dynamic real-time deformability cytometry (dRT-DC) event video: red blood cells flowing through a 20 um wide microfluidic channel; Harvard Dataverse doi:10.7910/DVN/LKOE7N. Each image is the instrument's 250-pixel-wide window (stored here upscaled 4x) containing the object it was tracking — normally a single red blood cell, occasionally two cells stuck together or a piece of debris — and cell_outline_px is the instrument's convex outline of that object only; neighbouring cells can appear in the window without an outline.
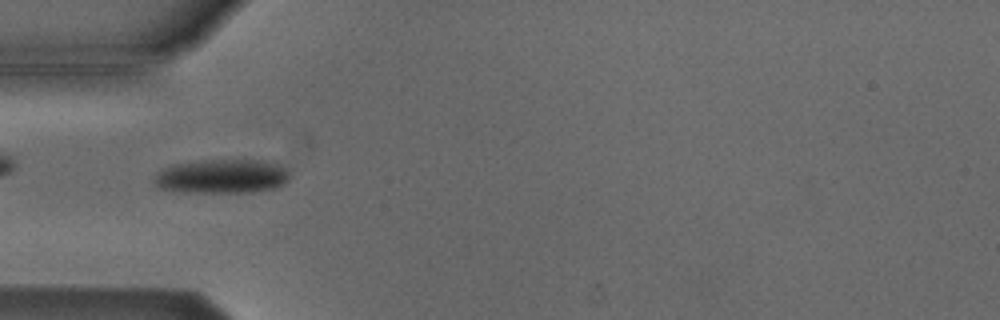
{"species": "Egyptian fruit bat (a non-hibernating species)", "species_latin": "Rousettus aegyptiacus", "temperature_condition": "cold", "stored_images_in_passage": 49, "camera_frame_rate_fps": 3000, "um_per_image_px": 0.085, "animal": {"sex": "male"}, "frame": {"image": 1, "passage_image": 12, "time_ms": 3.667, "image_size_px": [1000, 320], "cell_outline_px": [[288, 180], [284, 184], [276, 188], [252, 192], [188, 192], [156, 188], [156, 172], [172, 164], [204, 160], [260, 160], [276, 164], [284, 168], [288, 172]], "centroid_in_image_um": [18.85, 14.99], "position_along_channel_um": 66.1, "area_um2": 26.82}}
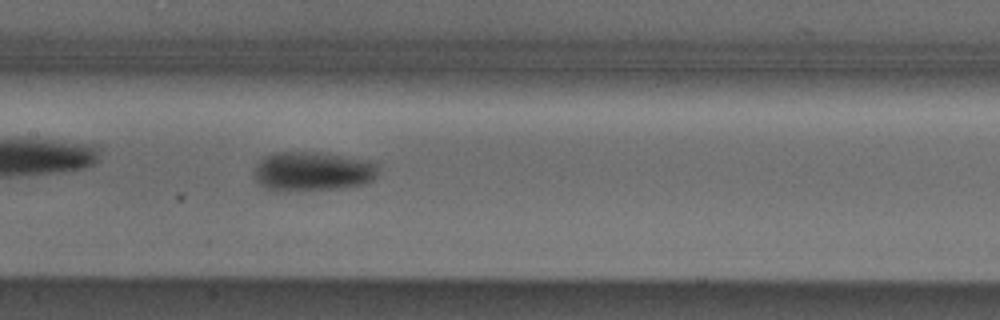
{"frame": {"image": 2, "passage_image": 21, "time_ms": 6.667, "image_size_px": [1000, 320], "cell_outline_px": [[380, 164], [376, 176], [372, 180], [364, 184], [340, 188], [276, 192], [264, 188], [256, 180], [252, 172], [256, 164], [264, 156], [276, 152], [312, 152], [376, 160]], "centroid_in_image_um": [26.57, 14.57], "position_along_channel_um": 180.8, "area_um2": 29.07}}
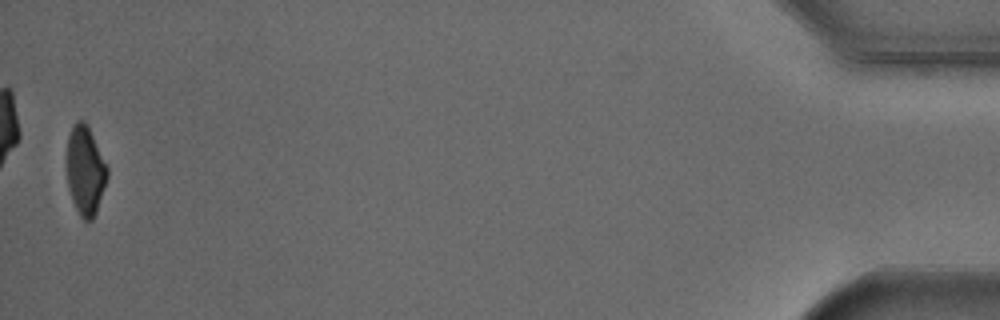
{"frame": {"image": 3, "passage_image": 48, "time_ms": 15.667, "image_size_px": [1000, 320], "cell_outline_px": [[108, 176], [96, 212], [92, 220], [84, 220], [80, 216], [72, 200], [68, 188], [68, 136], [76, 120], [84, 120], [88, 124], [108, 168]], "centroid_in_image_um": [7.26, 14.48], "position_along_channel_um": 427.9, "area_um2": 20.75}, "authors_computed_cell_mechanics": {"area_um2": 24.6806, "velocity_mm_per_s": 3.8351, "shape_relaxation_time_tau1_ms": 3.2418, "shape_relaxation_time_tau2_ms": null, "deformation_change_tau1": 0.1351, "deformation_change_tau2": null}}